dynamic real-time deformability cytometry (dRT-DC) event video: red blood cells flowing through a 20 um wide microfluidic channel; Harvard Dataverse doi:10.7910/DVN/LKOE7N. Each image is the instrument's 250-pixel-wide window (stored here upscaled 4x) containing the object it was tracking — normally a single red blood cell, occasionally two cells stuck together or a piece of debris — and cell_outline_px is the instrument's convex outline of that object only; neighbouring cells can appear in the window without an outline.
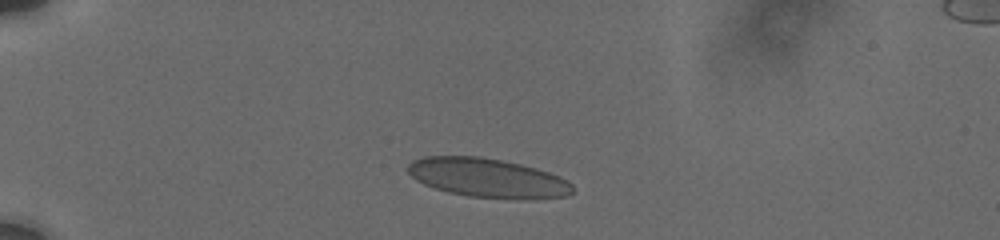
{"species": "human", "species_latin": "Homo sapiens", "temperature_condition": "cold", "stored_images_in_passage": 62, "camera_frame_rate_fps": 3000, "um_per_image_px": 0.085, "donor": {"sex": "male"}, "frame": {"image": 1, "passage_image": 1, "time_ms": 0.0, "image_size_px": [1000, 240], "cell_outline_px": [[572, 192], [568, 196], [524, 200], [468, 196], [448, 192], [432, 188], [416, 180], [408, 172], [408, 164], [412, 160], [424, 156], [480, 156], [520, 164], [536, 168], [548, 172], [568, 180], [572, 184]], "centroid_in_image_um": [41.44, 15.13], "position_along_channel_um": 43.6, "area_um2": 37.74}}
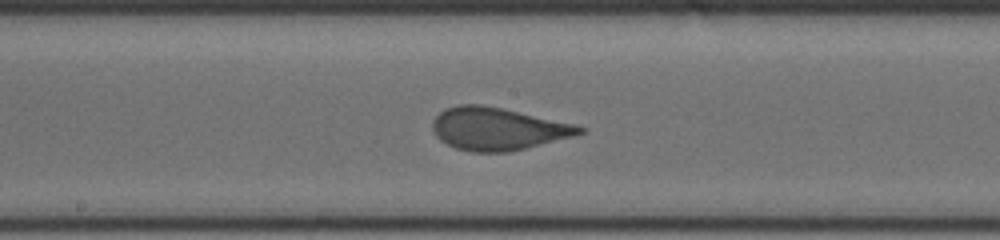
{"frame": {"image": 2, "passage_image": 24, "time_ms": 5.667, "image_size_px": [1000, 240], "cell_outline_px": [[584, 132], [576, 136], [508, 152], [472, 152], [456, 148], [440, 140], [436, 136], [432, 128], [432, 120], [444, 108], [460, 104], [480, 104], [500, 108], [572, 124], [584, 128]], "centroid_in_image_um": [42.25, 10.96], "position_along_channel_um": 205.9, "area_um2": 36.07}}
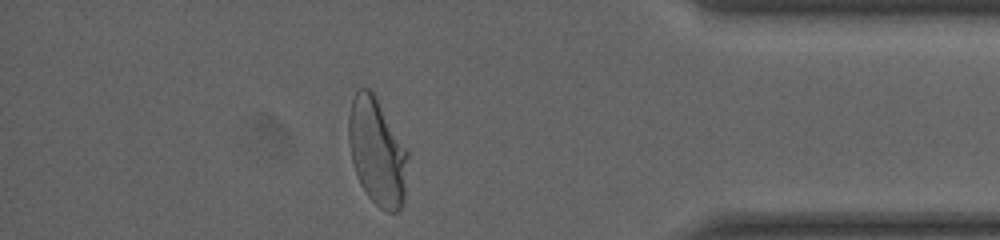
{"frame": {"image": 3, "passage_image": 52, "time_ms": 11.667, "image_size_px": [1000, 240], "cell_outline_px": [[408, 156], [404, 200], [400, 208], [396, 212], [388, 212], [380, 208], [368, 196], [360, 184], [352, 160], [348, 140], [348, 116], [352, 96], [360, 88], [368, 88], [376, 96], [408, 152]], "centroid_in_image_um": [32.04, 12.89], "position_along_channel_um": 403.2, "area_um2": 36.82}, "authors_computed_cell_mechanics": {"area_um2": 35.9805, "velocity_mm_per_s": 3.7042, "shape_relaxation_time_tau1_ms": 5.6265, "shape_relaxation_time_tau2_ms": null, "deformation_change_tau1": 0.1519, "deformation_change_tau2": null}}